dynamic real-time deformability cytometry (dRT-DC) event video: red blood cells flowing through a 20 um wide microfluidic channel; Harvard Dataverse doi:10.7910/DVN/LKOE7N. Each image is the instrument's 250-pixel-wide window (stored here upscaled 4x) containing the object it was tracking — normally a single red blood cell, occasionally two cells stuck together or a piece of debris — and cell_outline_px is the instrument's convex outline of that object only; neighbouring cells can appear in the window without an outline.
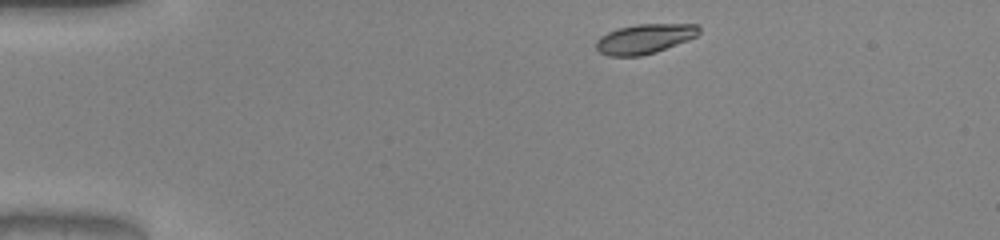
{"species": "common noctule bat (a hibernating species)", "species_latin": "Nyctalus noctula", "temperature_condition": "warm", "stored_images_in_passage": 43, "camera_frame_rate_fps": 3000, "um_per_image_px": 0.085, "animal": {"sex": "male", "body_mass_g": 20.0, "forearm_length_mm": 53.3}, "frame": {"image": 1, "passage_image": 1, "time_ms": 0.0, "image_size_px": [1000, 240], "cell_outline_px": [[696, 28], [692, 36], [652, 52], [632, 56], [620, 56], [604, 52], [600, 48], [600, 40], [604, 36], [612, 32], [624, 28]], "centroid_in_image_um": [54.59, 3.41], "position_along_channel_um": 30.4, "area_um2": 13.76}}
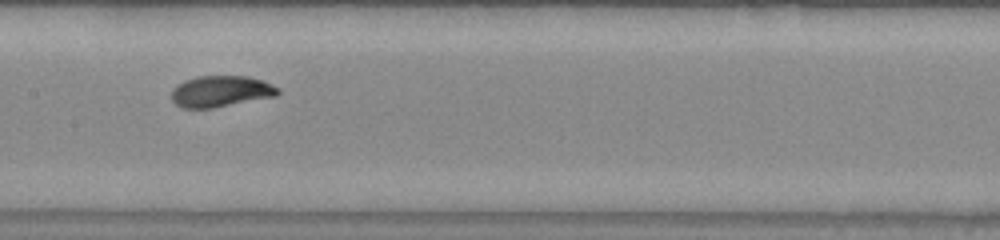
{"frame": {"image": 2, "passage_image": 18, "time_ms": 5.667, "image_size_px": [1000, 240], "cell_outline_px": [[276, 92], [220, 104], [184, 104], [176, 100], [176, 92], [184, 84], [192, 80], [256, 80], [276, 88]], "centroid_in_image_um": [18.78, 7.75], "position_along_channel_um": 188.6, "area_um2": 13.64}}
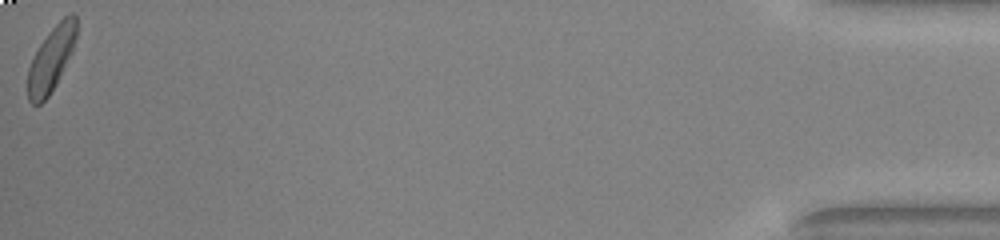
{"frame": {"image": 3, "passage_image": 43, "time_ms": 14.0, "image_size_px": [1000, 240], "cell_outline_px": [[72, 40], [56, 80], [52, 88], [44, 100], [36, 104], [28, 88], [28, 76], [32, 64], [40, 48], [44, 44], [72, 32]], "centroid_in_image_um": [4.05, 5.69], "position_along_channel_um": 431.1, "area_um2": 11.96}, "authors_computed_cell_mechanics": {"area_um2": 14.7968, "velocity_mm_per_s": 4.0217, "shape_relaxation_time_tau1_ms": 2.834, "shape_relaxation_time_tau2_ms": 4.9496, "deformation_change_tau1": 0.1531, "deformation_change_tau2": 0.1189}}